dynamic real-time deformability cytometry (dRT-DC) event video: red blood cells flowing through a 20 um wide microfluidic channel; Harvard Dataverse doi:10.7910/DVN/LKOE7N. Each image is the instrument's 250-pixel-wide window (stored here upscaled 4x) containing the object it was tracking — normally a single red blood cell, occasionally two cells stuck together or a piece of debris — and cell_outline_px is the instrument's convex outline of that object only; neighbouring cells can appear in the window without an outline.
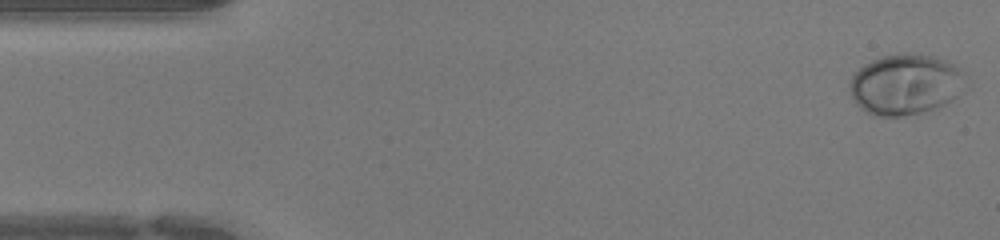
{"species": "human", "species_latin": "Homo sapiens", "temperature_condition": "warm", "stored_images_in_passage": 44, "camera_frame_rate_fps": 3000, "um_per_image_px": 0.085, "donor": {"sex": "female"}, "frame": {"image": 1, "passage_image": 1, "time_ms": 0.0, "image_size_px": [1000, 240], "cell_outline_px": [[972, 84], [964, 92], [952, 100], [936, 108], [904, 116], [872, 116], [860, 108], [852, 100], [848, 88], [848, 84], [852, 76], [864, 64], [872, 60], [884, 56], [904, 52], [920, 52], [944, 60], [952, 64]], "centroid_in_image_um": [76.98, 7.18], "position_along_channel_um": 8.0, "area_um2": 41.79}}
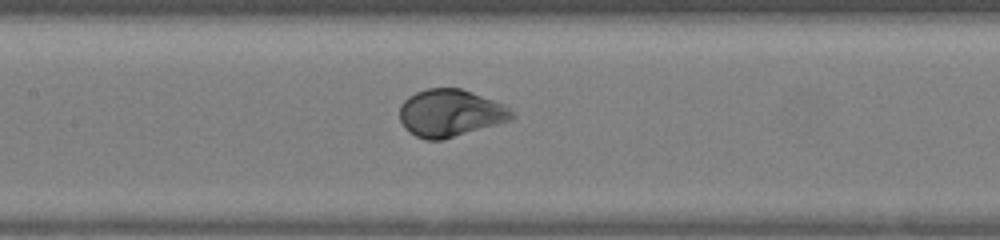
{"frame": {"image": 2, "passage_image": 20, "time_ms": 6.333, "image_size_px": [1000, 240], "cell_outline_px": [[516, 116], [508, 120], [496, 124], [444, 140], [424, 140], [408, 132], [404, 128], [400, 120], [400, 104], [408, 96], [416, 92], [428, 88], [460, 88], [472, 92], [504, 104]], "centroid_in_image_um": [38.22, 9.62], "position_along_channel_um": 169.2, "area_um2": 30.92}}
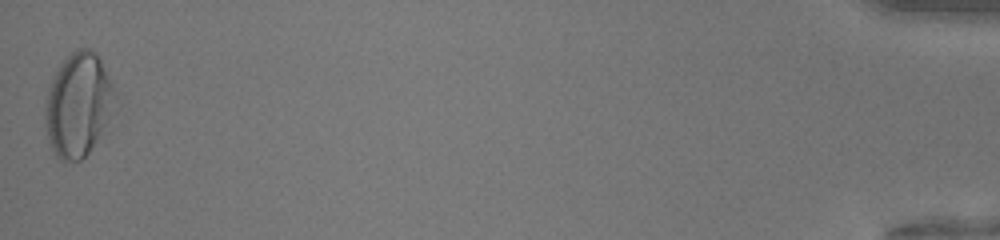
{"frame": {"image": 3, "passage_image": 44, "time_ms": 14.333, "image_size_px": [1000, 240], "cell_outline_px": [[120, 108], [88, 152], [80, 160], [64, 164], [56, 156], [48, 140], [44, 124], [44, 108], [48, 88], [52, 76], [60, 64], [76, 48], [88, 48], [96, 52], [116, 92], [120, 104]], "centroid_in_image_um": [6.68, 8.93], "position_along_channel_um": 428.5, "area_um2": 43.41}}